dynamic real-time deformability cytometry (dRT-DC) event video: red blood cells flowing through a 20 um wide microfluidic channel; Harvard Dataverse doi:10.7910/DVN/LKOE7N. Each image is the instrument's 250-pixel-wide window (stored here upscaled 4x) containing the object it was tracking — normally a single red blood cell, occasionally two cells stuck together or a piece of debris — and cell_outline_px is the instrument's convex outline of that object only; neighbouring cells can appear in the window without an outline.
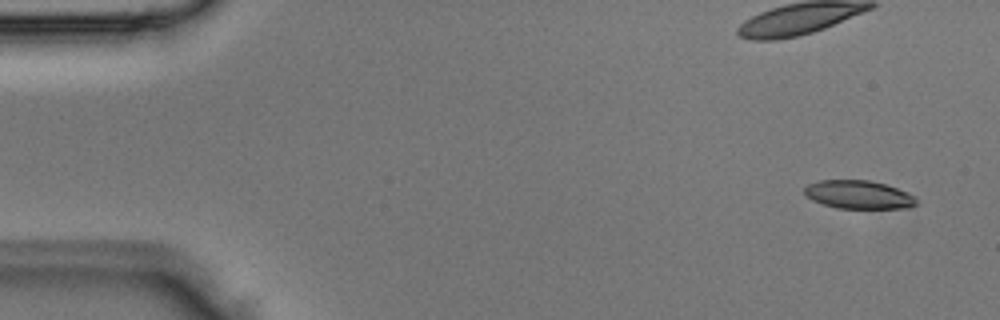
{"species": "Egyptian fruit bat (a non-hibernating species)", "species_latin": "Rousettus aegyptiacus", "temperature_condition": "room temperature", "stored_images_in_passage": 4, "camera_frame_rate_fps": 3000, "um_per_image_px": 0.085, "animal": {"sex": "male"}, "frame": {"image": 1, "passage_image": 1, "time_ms": 0.0, "image_size_px": [1000, 320], "cell_outline_px": [[916, 204], [908, 208], [836, 208], [812, 200], [804, 196], [804, 188], [808, 184], [820, 180], [868, 180], [884, 184], [908, 192], [916, 196]], "centroid_in_image_um": [72.96, 16.54], "position_along_channel_um": 12.0, "area_um2": 18.5}}
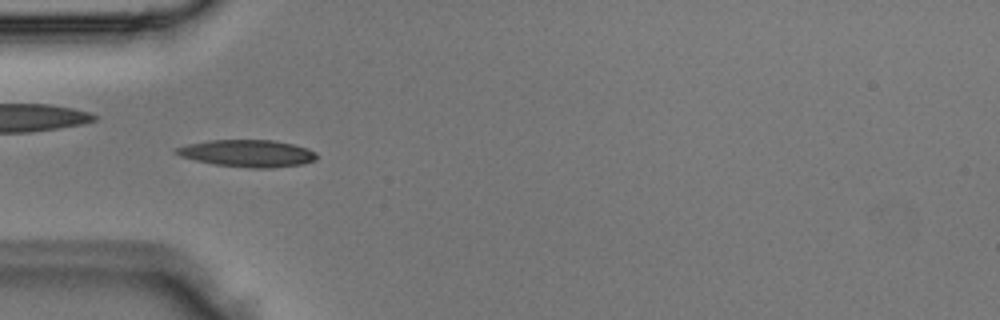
{"frame": {"image": 2, "passage_image": 3, "time_ms": 0.667, "image_size_px": [1000, 320], "cell_outline_px": [[316, 160], [300, 164], [272, 168], [248, 168], [212, 164], [180, 156], [172, 152], [172, 148], [188, 144], [208, 140], [272, 140], [292, 144], [308, 148], [316, 152]], "centroid_in_image_um": [20.98, 13.03], "position_along_channel_um": 64.0, "area_um2": 22.31}}
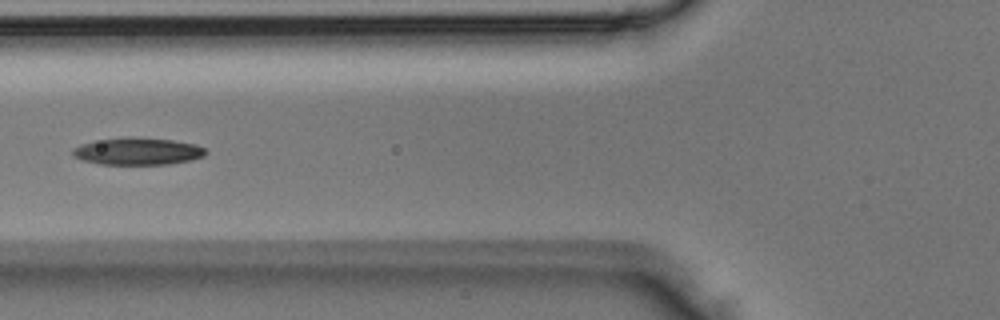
{"frame": {"image": 3, "passage_image": 4, "time_ms": 1.0, "image_size_px": [1000, 320], "cell_outline_px": [[208, 152], [204, 156], [192, 160], [168, 164], [100, 164], [84, 160], [72, 156], [72, 148], [84, 144], [104, 140], [128, 136], [172, 140], [196, 144], [204, 148]], "centroid_in_image_um": [11.75, 12.86], "position_along_channel_um": 114.0, "area_um2": 20.87}}